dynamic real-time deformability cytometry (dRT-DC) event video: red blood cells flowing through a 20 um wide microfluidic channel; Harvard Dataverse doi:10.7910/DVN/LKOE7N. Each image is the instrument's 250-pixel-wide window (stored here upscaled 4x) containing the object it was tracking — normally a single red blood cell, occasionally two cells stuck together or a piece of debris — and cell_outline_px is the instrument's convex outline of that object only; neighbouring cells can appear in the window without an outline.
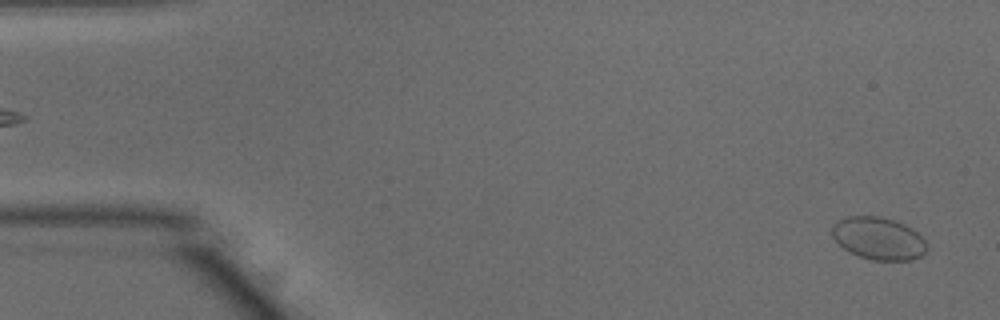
{"species": "common noctule bat (a hibernating species)", "species_latin": "Nyctalus noctula", "temperature_condition": "warm", "stored_images_in_passage": 52, "camera_frame_rate_fps": 3000, "um_per_image_px": 0.085, "animal": {"sex": "male", "body_mass_g": 15.6}, "frame": {"image": 1, "passage_image": 2, "time_ms": 0.333, "image_size_px": [1000, 320], "cell_outline_px": [[928, 248], [920, 256], [912, 260], [872, 260], [848, 252], [832, 236], [832, 224], [836, 220], [848, 216], [880, 216], [904, 224], [912, 228], [924, 240]], "centroid_in_image_um": [74.65, 20.26], "position_along_channel_um": 10.4, "area_um2": 23.41}}
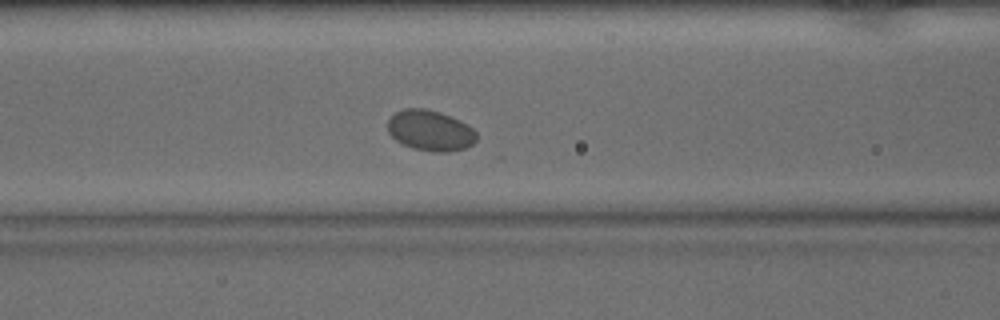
{"frame": {"image": 2, "passage_image": 21, "time_ms": 6.667, "image_size_px": [1000, 320], "cell_outline_px": [[476, 140], [472, 144], [464, 148], [448, 152], [432, 152], [412, 148], [396, 140], [388, 132], [388, 120], [396, 112], [404, 108], [424, 108], [440, 112], [460, 120], [472, 128], [476, 132]], "centroid_in_image_um": [36.57, 11.09], "position_along_channel_um": 130.0, "area_um2": 20.98}}
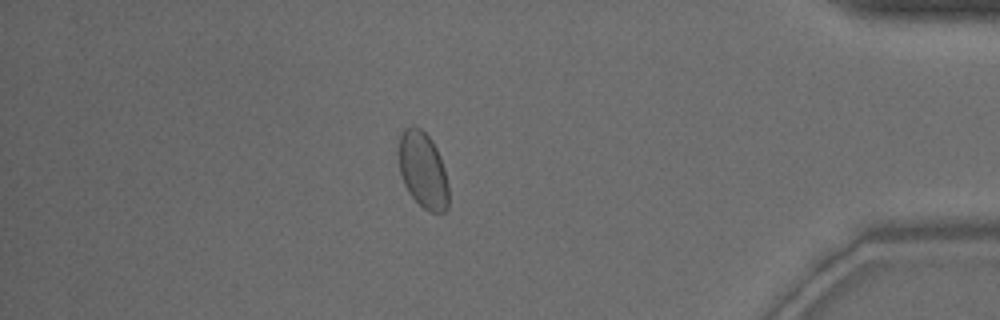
{"frame": {"image": 3, "passage_image": 45, "time_ms": 14.667, "image_size_px": [1000, 320], "cell_outline_px": [[448, 208], [444, 212], [428, 212], [408, 192], [404, 184], [400, 172], [396, 152], [400, 132], [404, 128], [412, 124], [420, 128], [432, 140], [440, 156], [444, 168], [448, 184]], "centroid_in_image_um": [35.91, 14.41], "position_along_channel_um": 399.3, "area_um2": 22.66}}